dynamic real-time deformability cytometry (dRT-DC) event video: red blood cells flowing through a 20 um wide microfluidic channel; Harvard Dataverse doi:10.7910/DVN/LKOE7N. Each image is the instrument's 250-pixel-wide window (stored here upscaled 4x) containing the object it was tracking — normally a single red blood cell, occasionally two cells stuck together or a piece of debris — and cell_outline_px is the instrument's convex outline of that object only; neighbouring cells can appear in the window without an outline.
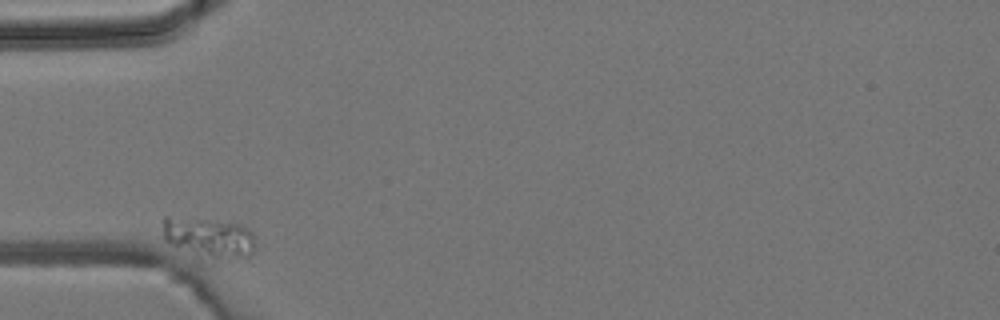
{"species": "common noctule bat (a hibernating species)", "species_latin": "Nyctalus noctula", "temperature_condition": "room temperature", "stored_images_in_passage": 3, "camera_frame_rate_fps": 3000, "um_per_image_px": 0.085, "animal": {"sex": "male", "body_mass_g": 19.2, "forearm_length_mm": 51.8}, "frame": {"image": 1, "passage_image": 1, "time_ms": 0.0, "image_size_px": [1000, 320], "cell_outline_px": [[256, 248], [252, 256], [244, 260], [216, 260], [172, 244], [164, 240], [164, 216], [168, 216], [208, 220], [244, 224], [252, 232], [256, 244]], "centroid_in_image_um": [17.91, 20.22], "position_along_channel_um": 67.1, "area_um2": 21.85}}
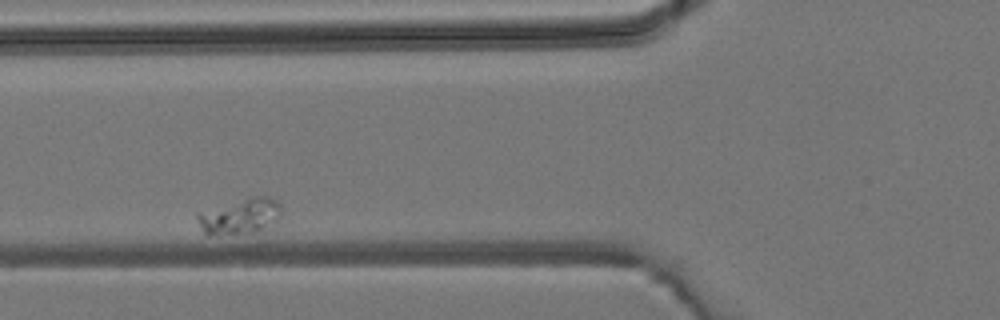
{"frame": {"image": 2, "passage_image": 2, "time_ms": 1.333, "image_size_px": [1000, 320], "cell_outline_px": [[284, 212], [280, 220], [276, 224], [252, 232], [208, 236], [204, 236], [196, 220], [196, 212], [248, 196], [268, 196], [276, 200], [280, 204]], "centroid_in_image_um": [20.4, 18.37], "position_along_channel_um": 105.4, "area_um2": 18.32}}